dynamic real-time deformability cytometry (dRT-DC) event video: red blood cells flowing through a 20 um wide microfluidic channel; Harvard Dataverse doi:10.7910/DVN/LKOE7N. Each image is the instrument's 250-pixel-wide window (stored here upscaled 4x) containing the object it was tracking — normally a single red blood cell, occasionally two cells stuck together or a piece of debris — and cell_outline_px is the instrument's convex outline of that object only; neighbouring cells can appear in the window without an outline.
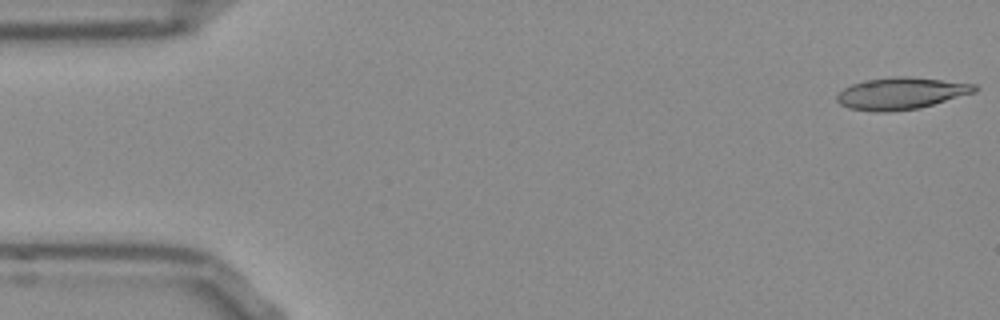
{"species": "Egyptian fruit bat (a non-hibernating species)", "species_latin": "Rousettus aegyptiacus", "temperature_condition": "room temperature", "stored_images_in_passage": 52, "camera_frame_rate_fps": 3000, "um_per_image_px": 0.085, "frame": {"image": 1, "passage_image": 1, "time_ms": 0.0, "image_size_px": [1000, 320], "cell_outline_px": [[980, 88], [976, 92], [920, 108], [888, 112], [872, 112], [848, 108], [840, 104], [836, 100], [836, 96], [844, 88], [852, 84], [864, 80], [892, 76], [908, 76], [976, 84]], "centroid_in_image_um": [76.59, 7.94], "position_along_channel_um": 8.4, "area_um2": 25.84}}
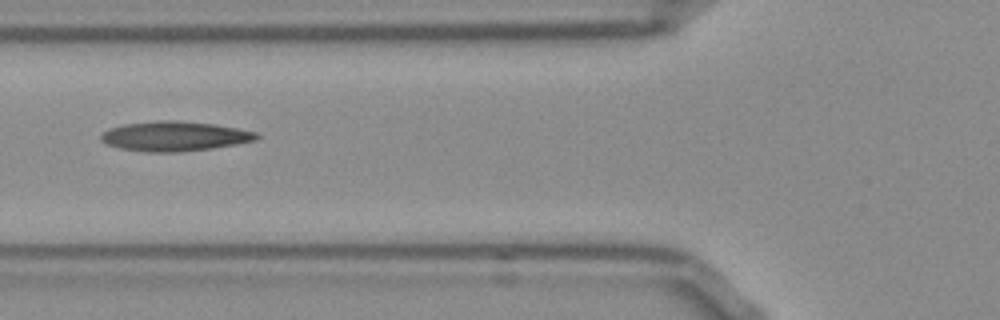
{"frame": {"image": 2, "passage_image": 19, "time_ms": 6.0, "image_size_px": [1000, 320], "cell_outline_px": [[260, 136], [256, 140], [212, 148], [176, 152], [144, 152], [120, 148], [108, 144], [100, 140], [100, 132], [108, 128], [124, 124], [156, 120], [176, 120], [216, 124], [256, 132]], "centroid_in_image_um": [14.79, 11.57], "position_along_channel_um": 111.0, "area_um2": 27.05}}
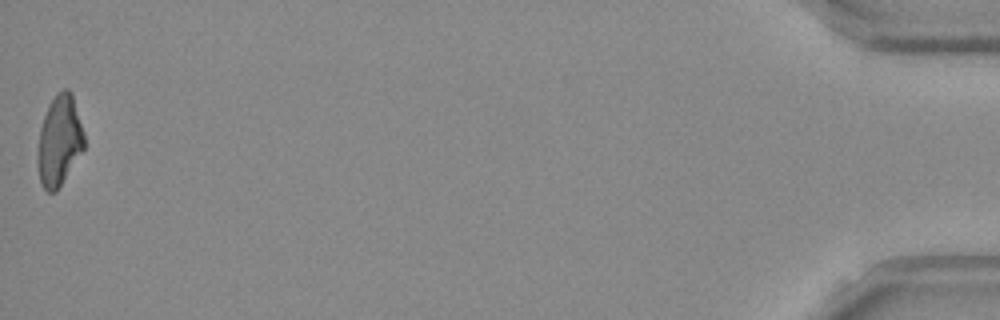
{"frame": {"image": 3, "passage_image": 52, "time_ms": 17.0, "image_size_px": [1000, 320], "cell_outline_px": [[84, 148], [56, 192], [48, 192], [44, 188], [40, 180], [36, 160], [36, 156], [40, 128], [48, 104], [56, 92], [64, 88], [68, 88], [72, 92], [84, 132]], "centroid_in_image_um": [5.03, 11.92], "position_along_channel_um": 430.2, "area_um2": 24.68}, "authors_computed_cell_mechanics": {"area_um2": 25.4609, "velocity_mm_per_s": 3.8425, "shape_relaxation_time_tau1_ms": null, "shape_relaxation_time_tau2_ms": 3.322, "deformation_change_tau1": null, "deformation_change_tau2": 0.1333}}